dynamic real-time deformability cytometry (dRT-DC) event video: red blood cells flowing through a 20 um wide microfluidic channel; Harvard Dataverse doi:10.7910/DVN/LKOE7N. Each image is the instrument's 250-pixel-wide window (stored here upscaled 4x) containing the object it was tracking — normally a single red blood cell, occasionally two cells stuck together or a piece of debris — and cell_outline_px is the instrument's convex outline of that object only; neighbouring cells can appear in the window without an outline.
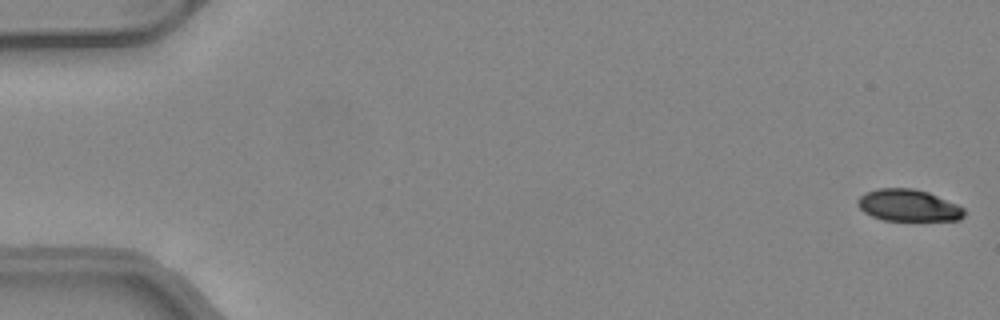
{"species": "common noctule bat (a hibernating species)", "species_latin": "Nyctalus noctula", "temperature_condition": "warm", "stored_images_in_passage": 50, "camera_frame_rate_fps": 3000, "um_per_image_px": 0.085, "animal": {"sex": "female", "body_mass_g": 24.6, "forearm_length_mm": 56.2}, "frame": {"image": 1, "passage_image": 1, "time_ms": 0.0, "image_size_px": [1000, 320], "cell_outline_px": [[964, 216], [960, 220], [884, 220], [872, 216], [864, 212], [856, 204], [856, 200], [864, 192], [880, 188], [912, 188], [928, 192], [956, 204], [964, 208]], "centroid_in_image_um": [77.18, 17.45], "position_along_channel_um": 7.8, "area_um2": 19.71}}
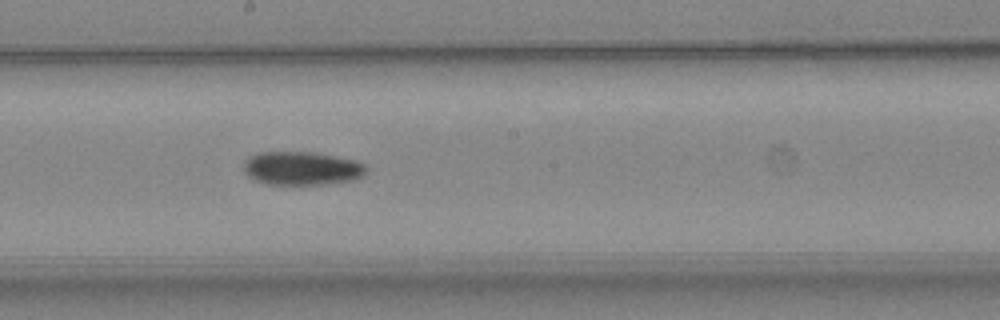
{"frame": {"image": 2, "passage_image": 28, "time_ms": 9.0, "image_size_px": [1000, 320], "cell_outline_px": [[368, 172], [364, 176], [356, 180], [328, 184], [264, 184], [252, 180], [244, 172], [244, 160], [248, 156], [256, 152], [316, 152], [356, 160], [364, 164], [368, 168]], "centroid_in_image_um": [25.67, 14.31], "position_along_channel_um": 222.5, "area_um2": 24.57}}
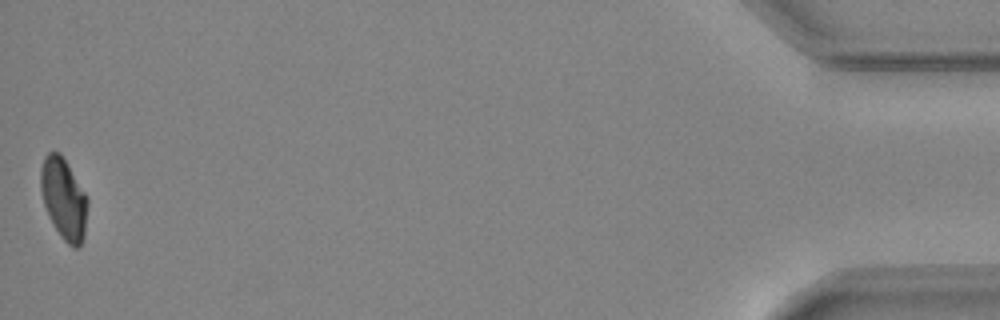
{"frame": {"image": 3, "passage_image": 50, "time_ms": 16.333, "image_size_px": [1000, 320], "cell_outline_px": [[88, 204], [84, 236], [80, 248], [72, 248], [60, 236], [44, 204], [40, 188], [40, 168], [44, 156], [48, 152], [60, 152], [88, 196]], "centroid_in_image_um": [5.43, 16.88], "position_along_channel_um": 429.8, "area_um2": 22.25}, "authors_computed_cell_mechanics": {"area_um2": 23.12, "velocity_mm_per_s": 4.1526, "shape_relaxation_time_tau1_ms": 7.1599, "shape_relaxation_time_tau2_ms": 4.505, "deformation_change_tau1": 0.1918, "deformation_change_tau2": 0.0944}}